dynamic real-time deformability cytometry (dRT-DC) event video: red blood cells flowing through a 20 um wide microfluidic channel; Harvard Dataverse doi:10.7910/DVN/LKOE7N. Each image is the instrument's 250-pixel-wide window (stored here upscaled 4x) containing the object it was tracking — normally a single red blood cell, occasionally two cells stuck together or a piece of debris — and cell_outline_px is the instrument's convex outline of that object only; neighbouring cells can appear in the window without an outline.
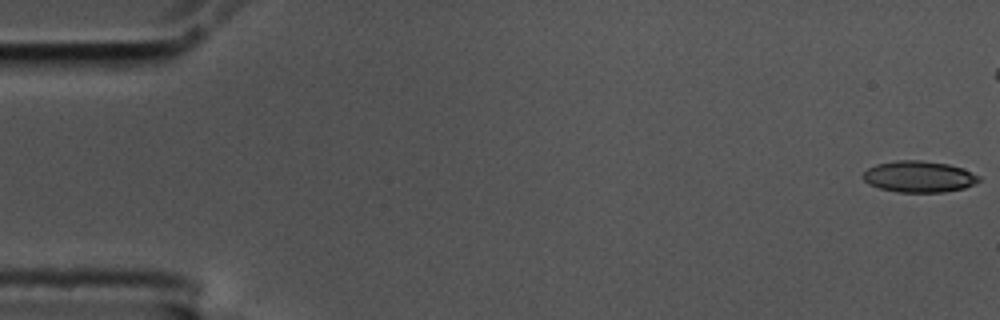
{"species": "common noctule bat (a hibernating species)", "species_latin": "Nyctalus noctula", "temperature_condition": "cold", "stored_images_in_passage": 49, "camera_frame_rate_fps": 3000, "um_per_image_px": 0.085, "animal": {"sex": "male", "body_mass_g": 17.5, "forearm_length_mm": 52.3}, "frame": {"image": 1, "passage_image": 1, "time_ms": 0.0, "image_size_px": [1000, 320], "cell_outline_px": [[980, 180], [976, 184], [964, 188], [944, 192], [896, 192], [880, 188], [868, 184], [860, 176], [868, 168], [876, 164], [896, 160], [920, 160], [948, 164], [964, 168], [980, 176]], "centroid_in_image_um": [78.11, 15.01], "position_along_channel_um": 6.9, "area_um2": 21.39}}
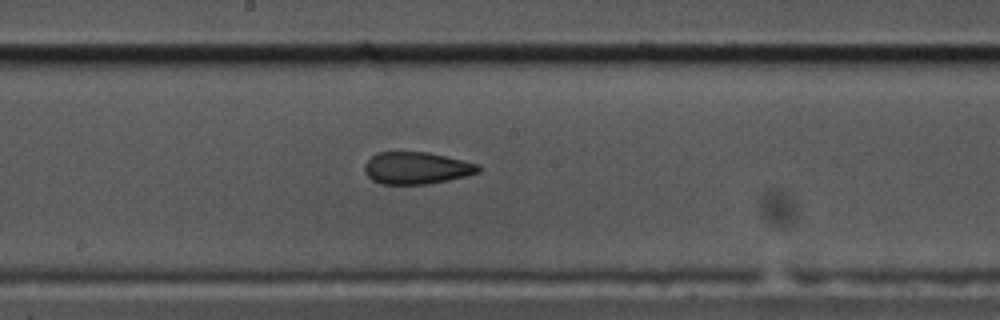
{"frame": {"image": 2, "passage_image": 30, "time_ms": 9.667, "image_size_px": [1000, 320], "cell_outline_px": [[480, 172], [448, 180], [428, 184], [380, 184], [372, 180], [364, 172], [364, 164], [372, 156], [380, 152], [428, 152], [480, 164]], "centroid_in_image_um": [35.4, 14.28], "position_along_channel_um": 212.8, "area_um2": 21.27}}
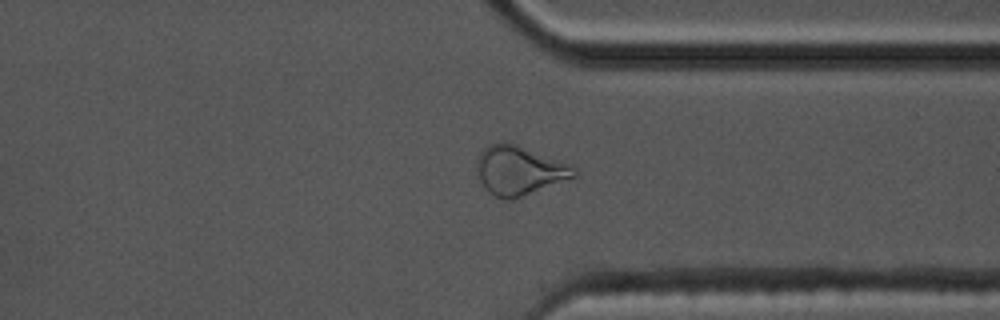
{"frame": {"image": 3, "passage_image": 43, "time_ms": 14.0, "image_size_px": [1000, 320], "cell_outline_px": [[576, 176], [512, 200], [508, 200], [496, 196], [488, 192], [484, 188], [480, 180], [476, 168], [476, 160], [480, 152], [488, 144], [500, 140], [516, 144], [572, 164], [576, 172]], "centroid_in_image_um": [44.1, 14.46], "position_along_channel_um": 367.3, "area_um2": 27.98}}